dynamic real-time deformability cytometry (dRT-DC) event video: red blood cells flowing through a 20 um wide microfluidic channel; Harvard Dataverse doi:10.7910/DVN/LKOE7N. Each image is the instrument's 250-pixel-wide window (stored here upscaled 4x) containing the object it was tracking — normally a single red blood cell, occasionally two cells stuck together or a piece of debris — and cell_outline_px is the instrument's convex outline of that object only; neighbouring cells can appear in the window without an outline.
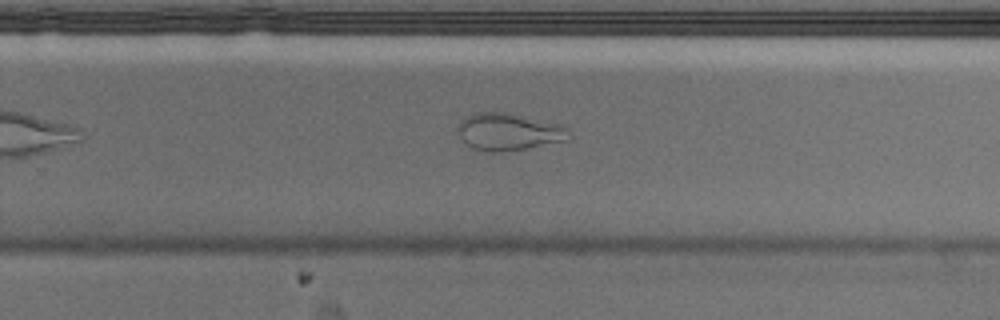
{"species": "Egyptian fruit bat (a non-hibernating species)", "species_latin": "Rousettus aegyptiacus", "temperature_condition": "cold", "stored_images_in_passage": 41, "camera_frame_rate_fps": 3000, "um_per_image_px": 0.085, "animal": {"sex": "male"}, "frame": {"image": 1, "passage_image": 24, "time_ms": 7.667, "image_size_px": [1000, 320], "cell_outline_px": [[572, 136], [568, 140], [528, 148], [500, 152], [492, 152], [472, 148], [460, 136], [460, 120], [476, 112], [508, 112], [560, 124], [568, 128], [572, 132]], "centroid_in_image_um": [43.32, 11.2], "position_along_channel_um": 286.5, "area_um2": 24.04}, "authors_computed_cell_mechanics": {"area_um2": 25.8944, "velocity_mm_per_s": 3.691, "shape_relaxation_time_tau1_ms": null, "shape_relaxation_time_tau2_ms": 1.7795, "deformation_change_tau1": null, "deformation_change_tau2": 0.0657}}